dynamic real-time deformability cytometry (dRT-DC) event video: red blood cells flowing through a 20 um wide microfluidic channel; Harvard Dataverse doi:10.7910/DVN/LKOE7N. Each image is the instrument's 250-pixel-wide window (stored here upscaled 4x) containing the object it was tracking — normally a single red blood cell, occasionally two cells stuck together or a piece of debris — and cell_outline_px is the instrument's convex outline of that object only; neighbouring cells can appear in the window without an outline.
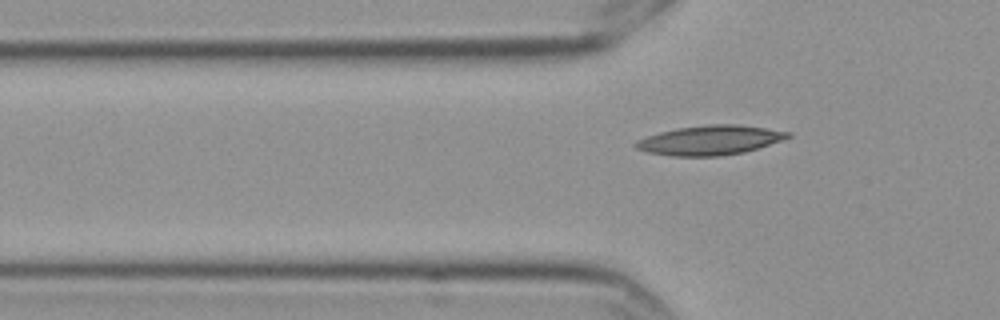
{"species": "Egyptian fruit bat (a non-hibernating species)", "species_latin": "Rousettus aegyptiacus", "temperature_condition": "cold", "stored_images_in_passage": 7, "segment_of_instrument_passage": [2, 2], "camera_frame_rate_fps": 3000, "um_per_image_px": 0.085, "frame": {"image": 1, "passage_image": 7, "time_ms": 2.0, "image_size_px": [1000, 320], "cell_outline_px": [[792, 136], [744, 152], [720, 156], [672, 156], [648, 152], [636, 148], [632, 144], [636, 140], [660, 132], [676, 128], [708, 124], [740, 124], [792, 132]], "centroid_in_image_um": [60.33, 11.91], "position_along_channel_um": 65.5, "area_um2": 26.07}}